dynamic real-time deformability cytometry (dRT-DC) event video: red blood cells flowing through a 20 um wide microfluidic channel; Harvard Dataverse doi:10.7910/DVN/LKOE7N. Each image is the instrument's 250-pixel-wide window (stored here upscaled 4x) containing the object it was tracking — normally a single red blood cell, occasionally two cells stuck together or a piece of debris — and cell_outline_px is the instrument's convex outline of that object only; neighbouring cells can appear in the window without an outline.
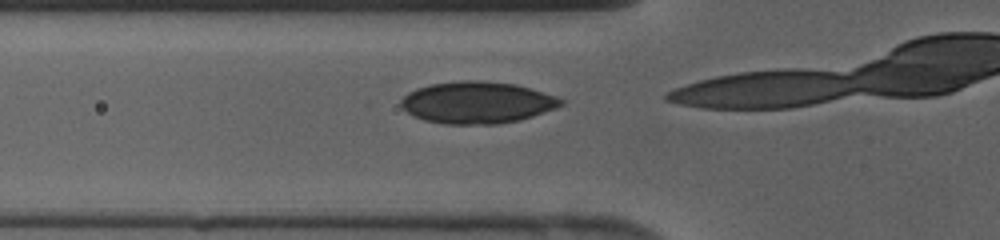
{"species": "human", "species_latin": "Homo sapiens", "temperature_condition": "cold", "stored_images_in_passage": 4, "camera_frame_rate_fps": 3000, "um_per_image_px": 0.085, "donor": {"sex": "female"}, "frame": {"image": 1, "passage_image": 3, "time_ms": 0.667, "image_size_px": [1000, 240], "cell_outline_px": [[564, 104], [556, 108], [520, 120], [496, 124], [444, 124], [424, 120], [408, 112], [400, 104], [400, 100], [408, 92], [416, 88], [428, 84], [464, 80], [480, 80], [516, 84], [556, 96], [564, 100]], "centroid_in_image_um": [40.55, 8.71], "position_along_channel_um": 85.2, "area_um2": 39.02}}